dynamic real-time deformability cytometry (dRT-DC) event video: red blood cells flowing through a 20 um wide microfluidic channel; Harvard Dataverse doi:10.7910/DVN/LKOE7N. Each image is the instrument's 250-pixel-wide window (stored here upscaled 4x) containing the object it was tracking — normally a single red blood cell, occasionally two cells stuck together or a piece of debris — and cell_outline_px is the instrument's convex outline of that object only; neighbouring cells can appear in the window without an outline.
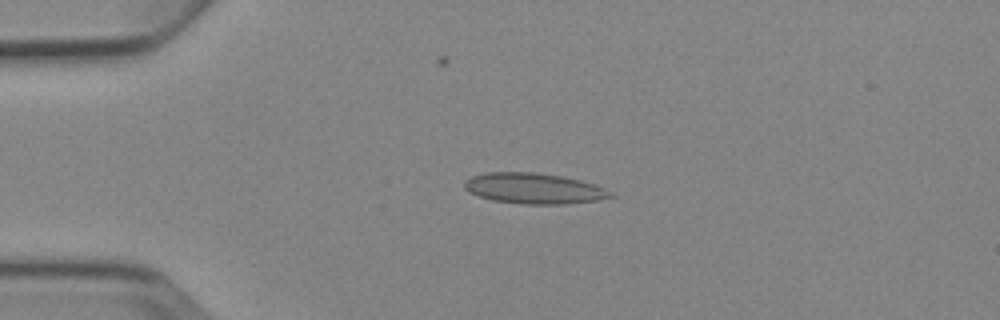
{"species": "Egyptian fruit bat (a non-hibernating species)", "species_latin": "Rousettus aegyptiacus", "temperature_condition": "cold", "stored_images_in_passage": 5, "camera_frame_rate_fps": 3000, "um_per_image_px": 0.085, "animal": {"sex": "female"}, "frame": {"image": 1, "passage_image": 3, "time_ms": 2.333, "image_size_px": [1000, 320], "cell_outline_px": [[616, 196], [596, 200], [568, 204], [524, 204], [492, 200], [468, 192], [464, 188], [464, 180], [472, 176], [488, 172], [532, 172], [560, 176], [580, 180], [596, 184], [604, 188]], "centroid_in_image_um": [45.37, 16.02], "position_along_channel_um": 39.6, "area_um2": 26.07}}
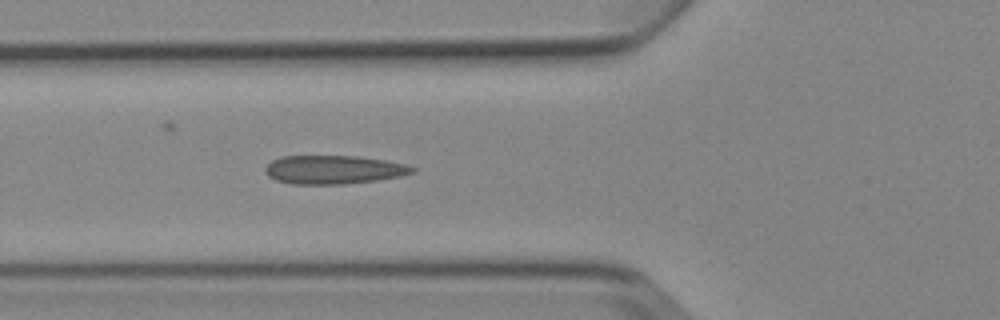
{"frame": {"image": 2, "passage_image": 5, "time_ms": 4.667, "image_size_px": [1000, 320], "cell_outline_px": [[416, 172], [400, 176], [376, 180], [344, 184], [292, 184], [276, 180], [268, 176], [264, 172], [264, 168], [272, 160], [284, 156], [356, 156], [384, 160], [408, 164], [416, 168]], "centroid_in_image_um": [28.37, 14.42], "position_along_channel_um": 97.4, "area_um2": 24.57}}